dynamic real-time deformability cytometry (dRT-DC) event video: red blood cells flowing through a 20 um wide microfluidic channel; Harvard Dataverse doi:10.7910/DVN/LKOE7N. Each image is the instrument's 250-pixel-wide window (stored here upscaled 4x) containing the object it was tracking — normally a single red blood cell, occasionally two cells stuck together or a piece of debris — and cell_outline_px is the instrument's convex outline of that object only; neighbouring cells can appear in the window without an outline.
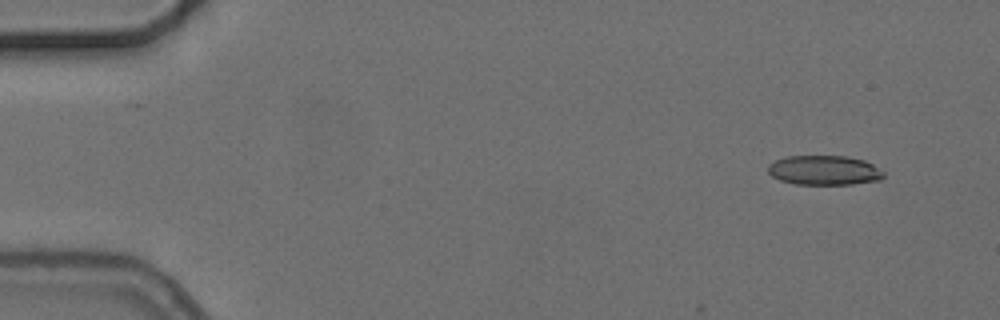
{"species": "common noctule bat (a hibernating species)", "species_latin": "Nyctalus noctula", "temperature_condition": "cold", "stored_images_in_passage": 6, "camera_frame_rate_fps": 3000, "um_per_image_px": 0.085, "animal": {"sex": "female", "body_mass_g": 24.6, "forearm_length_mm": 56.2}, "frame": {"image": 1, "passage_image": 1, "time_ms": 0.0, "image_size_px": [1000, 320], "cell_outline_px": [[884, 176], [880, 180], [852, 184], [792, 184], [780, 180], [772, 176], [768, 172], [768, 164], [776, 160], [788, 156], [848, 156], [864, 160], [872, 164], [884, 172]], "centroid_in_image_um": [70.05, 14.47], "position_along_channel_um": 14.9, "area_um2": 19.94}}
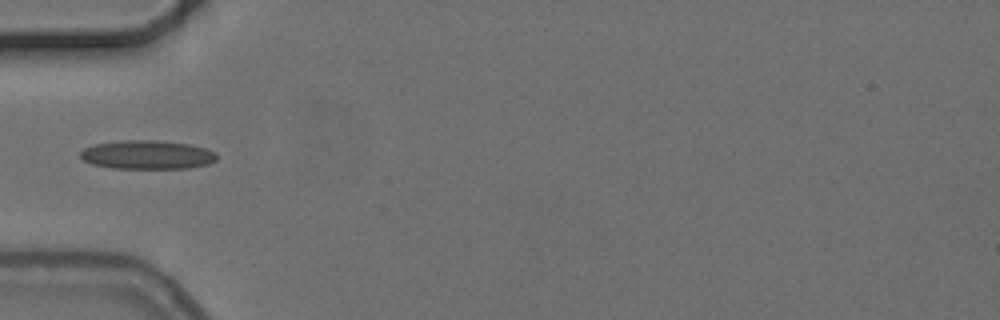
{"frame": {"image": 2, "passage_image": 5, "time_ms": 4.667, "image_size_px": [1000, 320], "cell_outline_px": [[216, 160], [208, 164], [188, 168], [112, 168], [92, 164], [84, 160], [80, 156], [80, 152], [84, 148], [96, 144], [120, 140], [156, 140], [188, 144], [208, 148], [216, 152]], "centroid_in_image_um": [12.53, 13.15], "position_along_channel_um": 72.5, "area_um2": 22.89}}
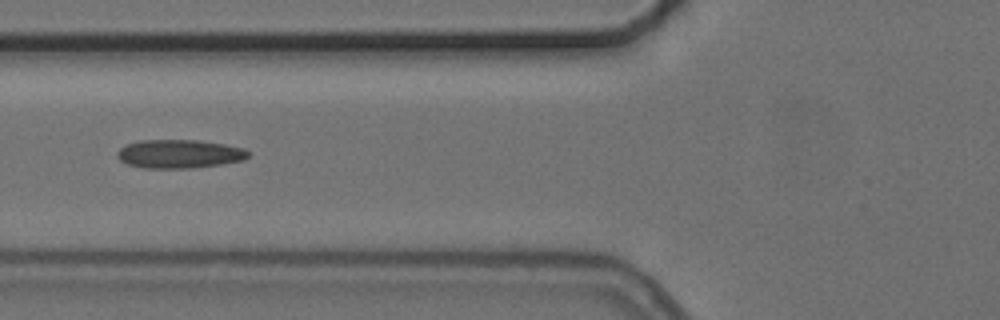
{"frame": {"image": 3, "passage_image": 6, "time_ms": 5.667, "image_size_px": [1000, 320], "cell_outline_px": [[248, 156], [244, 160], [220, 164], [192, 168], [144, 168], [128, 164], [120, 160], [116, 156], [116, 152], [120, 148], [128, 144], [140, 140], [196, 140], [224, 144], [244, 148], [248, 152]], "centroid_in_image_um": [15.22, 13.08], "position_along_channel_um": 110.6, "area_um2": 21.73}}